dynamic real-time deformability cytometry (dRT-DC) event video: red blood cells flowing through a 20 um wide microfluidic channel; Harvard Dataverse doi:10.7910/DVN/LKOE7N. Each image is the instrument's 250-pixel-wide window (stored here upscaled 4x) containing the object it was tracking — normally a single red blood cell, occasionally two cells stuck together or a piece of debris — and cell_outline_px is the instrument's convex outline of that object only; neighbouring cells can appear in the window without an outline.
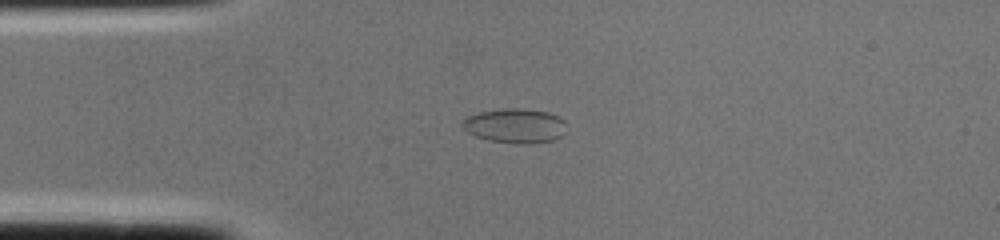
{"species": "common noctule bat (a hibernating species)", "species_latin": "Nyctalus noctula", "temperature_condition": "cold", "stored_images_in_passage": 1, "camera_frame_rate_fps": 3000, "um_per_image_px": 0.085, "animal": {"sex": "female", "body_mass_g": 22.0, "forearm_length_mm": 56.7}, "frame": {"image": 1, "passage_image": 1, "time_ms": 0.0, "image_size_px": [1000, 240], "cell_outline_px": [[564, 120], [560, 136], [552, 140], [532, 144], [520, 144], [488, 140], [476, 136], [468, 132], [460, 124], [468, 116], [480, 112], [504, 108], [520, 108], [548, 112], [560, 116]], "centroid_in_image_um": [43.75, 10.68], "position_along_channel_um": 41.2, "area_um2": 20.69}}